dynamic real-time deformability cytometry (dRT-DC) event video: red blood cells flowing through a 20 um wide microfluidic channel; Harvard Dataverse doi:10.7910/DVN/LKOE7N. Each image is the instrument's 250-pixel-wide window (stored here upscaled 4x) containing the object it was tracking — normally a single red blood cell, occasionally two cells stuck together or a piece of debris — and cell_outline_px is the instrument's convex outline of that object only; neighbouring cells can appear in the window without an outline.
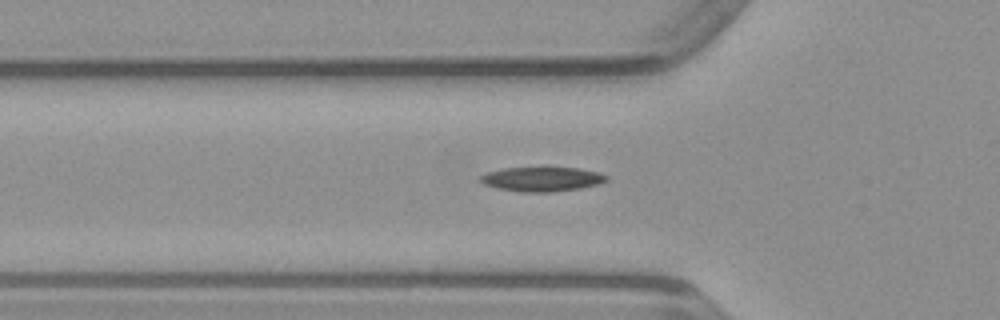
{"species": "common noctule bat (a hibernating species)", "species_latin": "Nyctalus noctula", "temperature_condition": "warm", "stored_images_in_passage": 34, "camera_frame_rate_fps": 3000, "um_per_image_px": 0.085, "animal": {"sex": "male", "body_mass_g": 23.1, "forearm_length_mm": 52.7}, "frame": {"image": 1, "passage_image": 7, "time_ms": 2.0, "image_size_px": [1000, 320], "cell_outline_px": [[608, 180], [600, 184], [580, 188], [552, 192], [520, 192], [500, 188], [484, 184], [480, 180], [480, 176], [484, 172], [504, 168], [576, 168], [596, 172], [608, 176]], "centroid_in_image_um": [46.06, 15.23], "position_along_channel_um": 79.7, "area_um2": 17.8}}
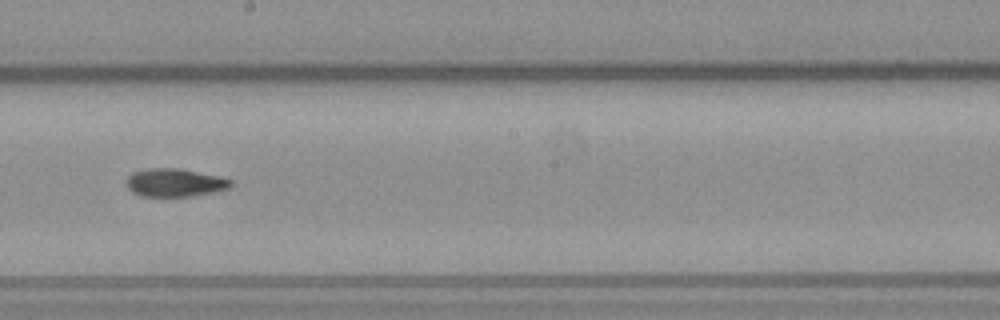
{"frame": {"image": 2, "passage_image": 18, "time_ms": 5.667, "image_size_px": [1000, 320], "cell_outline_px": [[232, 184], [228, 188], [212, 192], [188, 196], [140, 196], [132, 192], [124, 184], [128, 176], [132, 172], [148, 168], [176, 168], [220, 176], [232, 180]], "centroid_in_image_um": [14.8, 15.52], "position_along_channel_um": 233.4, "area_um2": 17.05}}
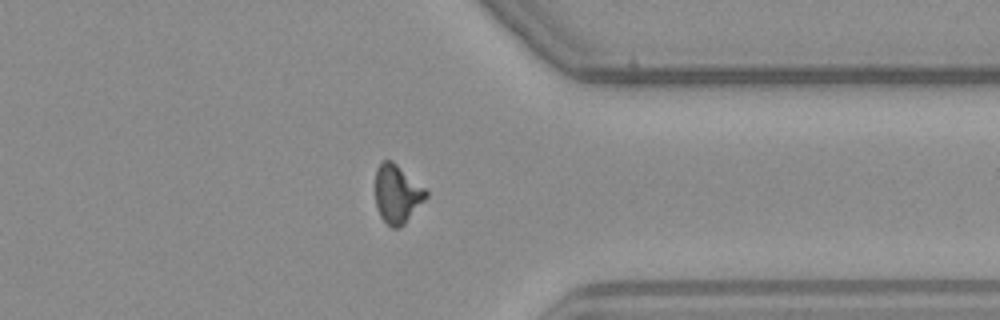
{"frame": {"image": 3, "passage_image": 29, "time_ms": 9.333, "image_size_px": [1000, 320], "cell_outline_px": [[428, 196], [404, 224], [400, 228], [392, 228], [380, 216], [376, 204], [376, 168], [380, 160], [392, 160], [424, 188], [428, 192]], "centroid_in_image_um": [33.74, 16.48], "position_along_channel_um": 377.7, "area_um2": 17.11}}